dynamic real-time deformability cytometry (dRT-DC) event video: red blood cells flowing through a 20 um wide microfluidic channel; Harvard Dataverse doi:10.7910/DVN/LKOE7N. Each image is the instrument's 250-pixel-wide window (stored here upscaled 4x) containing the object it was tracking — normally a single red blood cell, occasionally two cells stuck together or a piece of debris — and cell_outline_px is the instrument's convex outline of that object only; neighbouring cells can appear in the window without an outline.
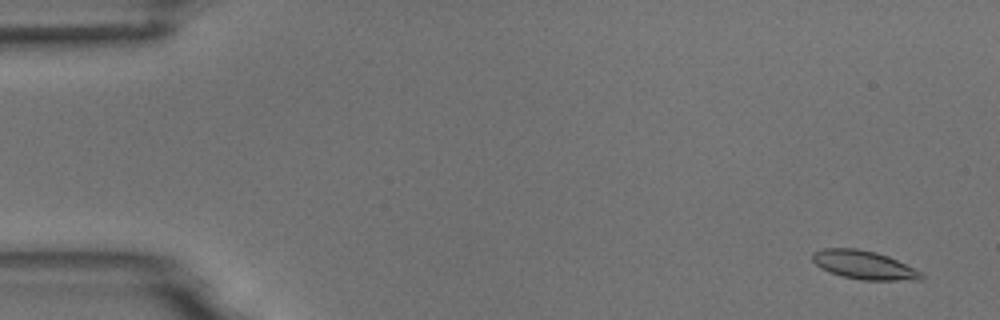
{"species": "common noctule bat (a hibernating species)", "species_latin": "Nyctalus noctula", "temperature_condition": "room temperature", "stored_images_in_passage": 5, "camera_frame_rate_fps": 3000, "um_per_image_px": 0.085, "animal": {"sex": "male", "body_mass_g": 18.8}, "frame": {"image": 1, "passage_image": 1, "time_ms": 0.0, "image_size_px": [1000, 320], "cell_outline_px": [[924, 280], [860, 280], [840, 276], [828, 272], [820, 268], [812, 260], [812, 252], [824, 248], [856, 248], [876, 252], [888, 256], [920, 272], [924, 276]], "centroid_in_image_um": [73.38, 22.53], "position_along_channel_um": 11.6, "area_um2": 18.15}}
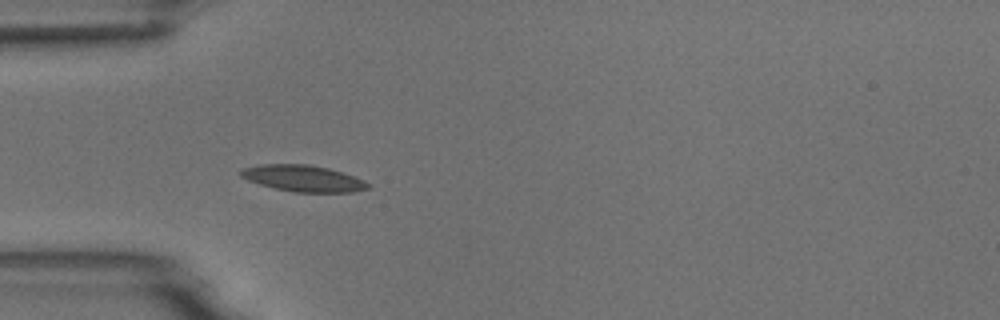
{"frame": {"image": 2, "passage_image": 5, "time_ms": 4.667, "image_size_px": [1000, 320], "cell_outline_px": [[372, 188], [352, 192], [292, 192], [260, 184], [248, 180], [240, 176], [240, 172], [244, 168], [260, 164], [308, 164], [328, 168], [344, 172], [364, 180], [372, 184]], "centroid_in_image_um": [25.84, 15.16], "position_along_channel_um": 59.2, "area_um2": 19.65}}